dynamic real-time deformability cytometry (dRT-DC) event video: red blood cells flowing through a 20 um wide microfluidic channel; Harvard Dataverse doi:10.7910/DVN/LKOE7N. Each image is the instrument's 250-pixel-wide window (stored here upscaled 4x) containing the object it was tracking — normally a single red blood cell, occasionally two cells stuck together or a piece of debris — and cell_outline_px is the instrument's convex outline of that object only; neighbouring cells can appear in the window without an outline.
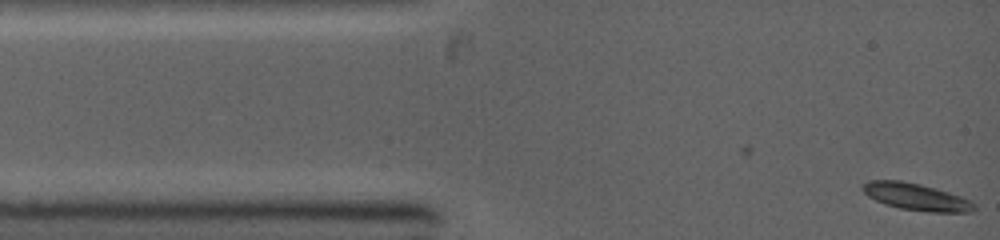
{"species": "common noctule bat (a hibernating species)", "species_latin": "Nyctalus noctula", "temperature_condition": "warm", "stored_images_in_passage": 2, "camera_frame_rate_fps": 5000, "um_per_image_px": 0.085, "animal": {"sex": "female", "body_mass_g": 19.0, "forearm_length_mm": 53.3}, "frame": {"image": 1, "passage_image": 2, "time_ms": 0.2, "image_size_px": [1000, 240], "cell_outline_px": [[976, 208], [972, 212], [928, 212], [900, 208], [884, 204], [868, 196], [860, 188], [868, 180], [900, 180], [920, 184], [936, 188], [972, 200], [976, 204]], "centroid_in_image_um": [77.89, 16.73], "position_along_channel_um": 7.1, "area_um2": 17.63}}